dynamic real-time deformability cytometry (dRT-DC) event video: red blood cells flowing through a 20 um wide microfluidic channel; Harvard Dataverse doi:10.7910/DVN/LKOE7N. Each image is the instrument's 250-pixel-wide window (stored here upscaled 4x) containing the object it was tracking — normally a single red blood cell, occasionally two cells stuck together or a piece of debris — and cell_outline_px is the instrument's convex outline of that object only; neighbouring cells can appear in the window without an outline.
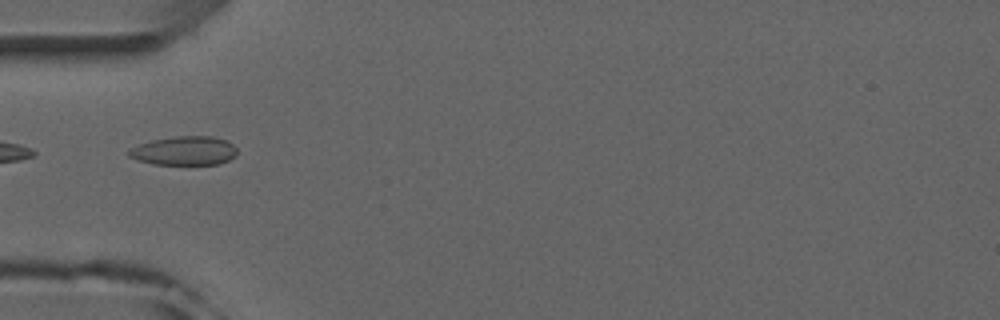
{"species": "common noctule bat (a hibernating species)", "species_latin": "Nyctalus noctula", "temperature_condition": "room temperature", "stored_images_in_passage": 1, "camera_frame_rate_fps": 3000, "um_per_image_px": 0.085, "animal": {"sex": "male", "forearm_length_mm": 52.5}, "frame": {"image": 1, "passage_image": 1, "time_ms": 0.0, "image_size_px": [1000, 320], "cell_outline_px": [[236, 156], [220, 164], [152, 164], [136, 160], [128, 156], [128, 148], [152, 140], [176, 136], [212, 136], [228, 140], [236, 148]], "centroid_in_image_um": [15.66, 12.81], "position_along_channel_um": 69.3, "area_um2": 18.38}}